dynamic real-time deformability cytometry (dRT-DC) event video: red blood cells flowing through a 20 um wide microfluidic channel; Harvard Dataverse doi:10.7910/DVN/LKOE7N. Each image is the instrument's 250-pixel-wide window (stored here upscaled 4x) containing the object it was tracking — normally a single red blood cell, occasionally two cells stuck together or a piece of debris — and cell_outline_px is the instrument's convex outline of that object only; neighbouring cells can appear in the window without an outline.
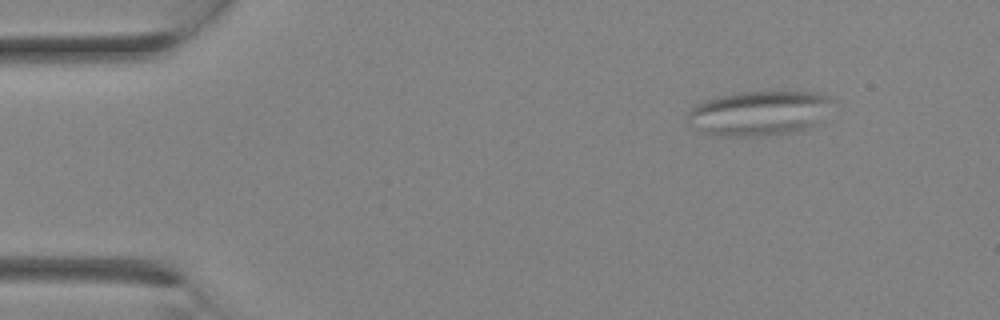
{"species": "Egyptian fruit bat (a non-hibernating species)", "species_latin": "Rousettus aegyptiacus", "temperature_condition": "room temperature", "stored_images_in_passage": 7, "camera_frame_rate_fps": 3000, "um_per_image_px": 0.085, "animal": {"sex": "female"}, "frame": {"image": 1, "passage_image": 1, "time_ms": 0.0, "image_size_px": [1000, 320], "cell_outline_px": [[832, 100], [812, 124], [796, 132], [760, 136], [716, 136], [704, 132], [688, 124], [688, 112], [696, 104], [704, 100], [720, 96], [740, 92], [812, 92], [828, 96]], "centroid_in_image_um": [64.39, 9.62], "position_along_channel_um": 20.6, "area_um2": 36.88}}